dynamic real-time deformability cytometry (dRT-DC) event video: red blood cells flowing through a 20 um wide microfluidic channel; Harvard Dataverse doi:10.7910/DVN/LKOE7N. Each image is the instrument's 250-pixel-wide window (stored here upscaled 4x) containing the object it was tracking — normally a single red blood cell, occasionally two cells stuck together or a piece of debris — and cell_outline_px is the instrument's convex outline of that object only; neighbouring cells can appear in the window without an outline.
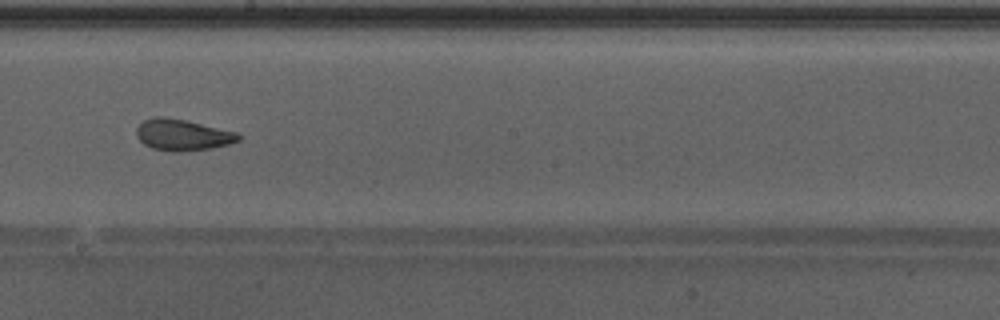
{"species": "Egyptian fruit bat (a non-hibernating species)", "species_latin": "Rousettus aegyptiacus", "temperature_condition": "warm", "stored_images_in_passage": 37, "camera_frame_rate_fps": 3000, "um_per_image_px": 0.085, "animal": {"sex": "male"}, "frame": {"image": 1, "passage_image": 16, "time_ms": 5.0, "image_size_px": [1000, 320], "cell_outline_px": [[244, 136], [240, 140], [228, 144], [212, 148], [180, 152], [172, 152], [152, 148], [144, 144], [136, 136], [136, 128], [144, 120], [156, 116], [160, 116], [184, 120], [240, 132]], "centroid_in_image_um": [15.56, 11.47], "position_along_channel_um": 232.6, "area_um2": 18.79}, "authors_computed_cell_mechanics": {"area_um2": 18.9006, "velocity_mm_per_s": 4.2973, "shape_relaxation_time_tau1_ms": 7.6715, "shape_relaxation_time_tau2_ms": 1.4253, "deformation_change_tau1": 0.1833, "deformation_change_tau2": 0.0788}}